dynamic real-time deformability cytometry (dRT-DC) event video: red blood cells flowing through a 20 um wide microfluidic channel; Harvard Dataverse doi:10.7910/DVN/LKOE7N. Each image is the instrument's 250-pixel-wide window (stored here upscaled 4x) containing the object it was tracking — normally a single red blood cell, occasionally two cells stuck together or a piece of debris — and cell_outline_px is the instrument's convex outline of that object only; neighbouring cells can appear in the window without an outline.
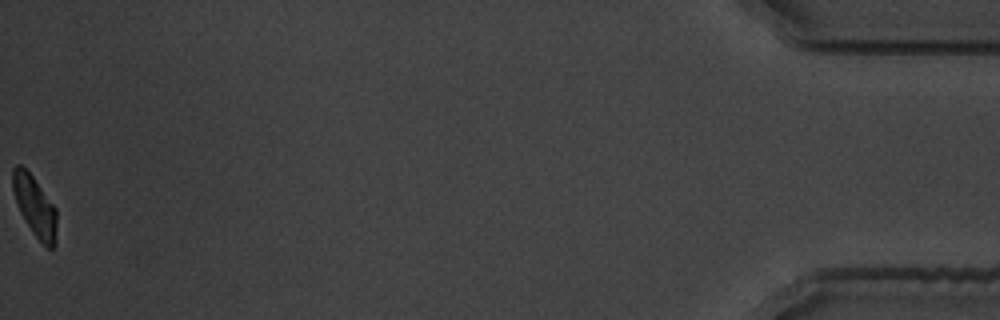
{"species": "common noctule bat (a hibernating species)", "species_latin": "Nyctalus noctula", "temperature_condition": "warm", "stored_images_in_passage": 44, "camera_frame_rate_fps": 3000, "um_per_image_px": 0.085, "animal": {"sex": "male", "body_mass_g": 19.5, "forearm_length_mm": 54.6}, "frame": {"image": 1, "passage_image": 44, "time_ms": 14.333, "image_size_px": [1000, 320], "cell_outline_px": [[56, 244], [52, 248], [48, 248], [32, 232], [20, 212], [12, 188], [12, 168], [16, 164], [20, 164], [32, 176], [56, 208]], "centroid_in_image_um": [2.95, 17.52], "position_along_channel_um": 432.2, "area_um2": 15.26}, "authors_computed_cell_mechanics": {"area_um2": 16.9643, "velocity_mm_per_s": 3.5194, "shape_relaxation_time_tau1_ms": 2.4035, "shape_relaxation_time_tau2_ms": 2.9084, "deformation_change_tau1": 0.123, "deformation_change_tau2": 0.0792}}